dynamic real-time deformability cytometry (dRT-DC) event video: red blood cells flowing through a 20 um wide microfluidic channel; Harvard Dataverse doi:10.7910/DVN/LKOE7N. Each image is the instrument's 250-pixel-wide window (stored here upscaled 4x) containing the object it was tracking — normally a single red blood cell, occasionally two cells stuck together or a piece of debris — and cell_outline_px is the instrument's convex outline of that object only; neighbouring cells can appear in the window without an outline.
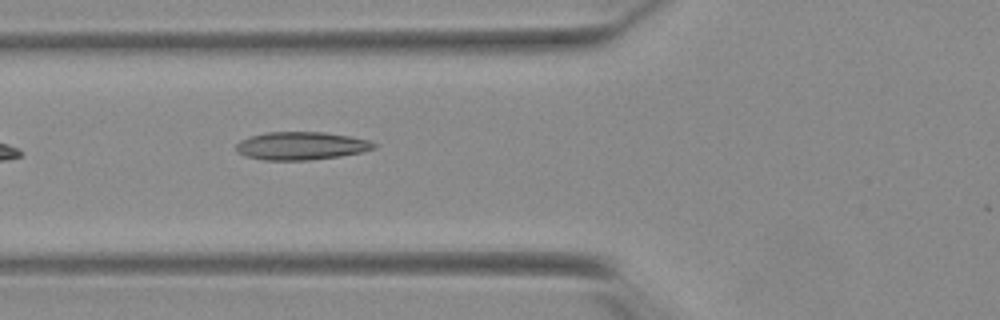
{"species": "Egyptian fruit bat (a non-hibernating species)", "species_latin": "Rousettus aegyptiacus", "temperature_condition": "warm", "stored_images_in_passage": 38, "camera_frame_rate_fps": 3000, "um_per_image_px": 0.085, "animal": {"sex": "female"}, "frame": {"image": 1, "passage_image": 5, "time_ms": 1.333, "image_size_px": [1000, 320], "cell_outline_px": [[376, 148], [364, 152], [340, 156], [308, 160], [264, 160], [244, 156], [236, 152], [236, 144], [240, 140], [248, 136], [264, 132], [324, 132], [352, 136], [368, 140], [376, 144]], "centroid_in_image_um": [25.58, 12.39], "position_along_channel_um": 100.2, "area_um2": 22.77}}
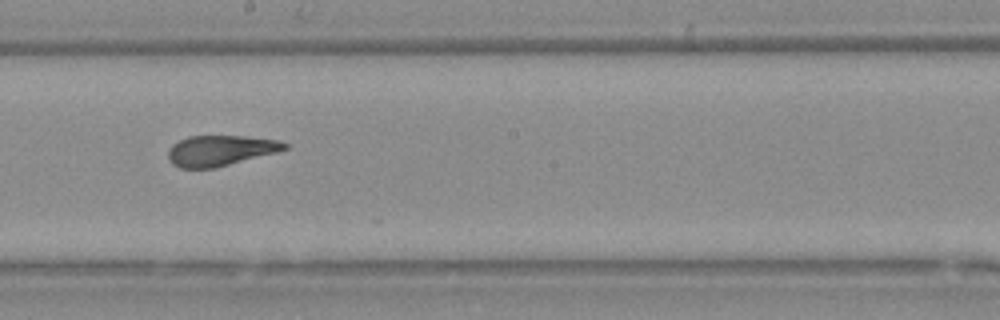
{"frame": {"image": 2, "passage_image": 15, "time_ms": 4.667, "image_size_px": [1000, 320], "cell_outline_px": [[288, 148], [276, 152], [216, 168], [180, 168], [172, 164], [168, 160], [168, 152], [172, 144], [188, 136], [244, 136], [280, 140], [288, 144]], "centroid_in_image_um": [18.72, 12.8], "position_along_channel_um": 229.5, "area_um2": 20.75}}
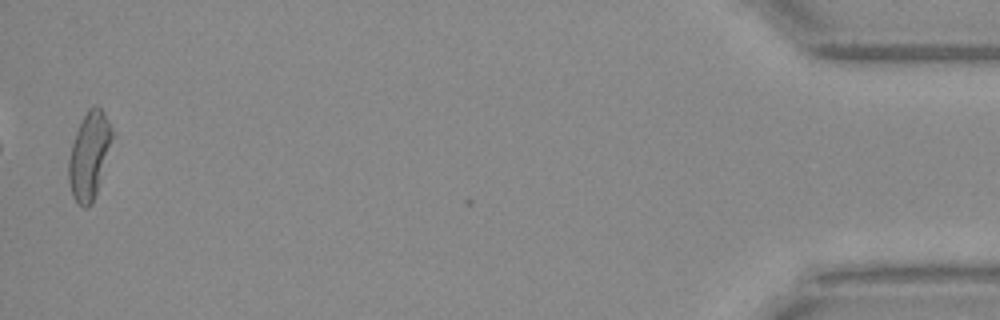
{"frame": {"image": 3, "passage_image": 37, "time_ms": 12.0, "image_size_px": [1000, 320], "cell_outline_px": [[116, 132], [92, 204], [88, 208], [84, 208], [72, 196], [68, 180], [68, 160], [72, 144], [76, 132], [88, 108], [96, 104], [100, 108]], "centroid_in_image_um": [7.61, 13.19], "position_along_channel_um": 427.6, "area_um2": 22.2}, "authors_computed_cell_mechanics": {"area_um2": 21.5883, "velocity_mm_per_s": 3.8824, "shape_relaxation_time_tau1_ms": 7.6505, "shape_relaxation_time_tau2_ms": 1.4994, "deformation_change_tau1": 0.1993, "deformation_change_tau2": 0.0892}}